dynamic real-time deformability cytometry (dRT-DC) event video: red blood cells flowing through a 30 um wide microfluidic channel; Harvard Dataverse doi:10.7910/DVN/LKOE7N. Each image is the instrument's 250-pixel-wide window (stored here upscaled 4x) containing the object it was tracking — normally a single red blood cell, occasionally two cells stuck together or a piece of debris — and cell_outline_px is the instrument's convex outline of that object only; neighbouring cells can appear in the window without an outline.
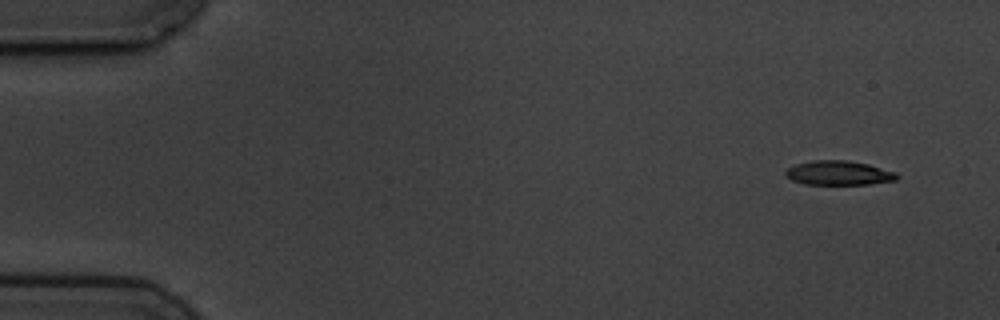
{"species": "common noctule bat (a hibernating species)", "species_latin": "Nyctalus noctula", "temperature_condition": "cold", "stored_images_in_passage": 4, "camera_frame_rate_fps": 3000, "um_per_image_px": 0.085, "animal": {"sex": "male", "body_mass_g": 19.5, "forearm_length_mm": 54.6}, "frame": {"image": 1, "passage_image": 1, "time_ms": 0.0, "image_size_px": [1000, 320], "cell_outline_px": [[900, 176], [896, 180], [868, 184], [804, 184], [792, 180], [784, 172], [788, 168], [796, 164], [812, 160], [848, 160], [868, 164], [896, 172]], "centroid_in_image_um": [71.31, 14.69], "position_along_channel_um": 13.7, "area_um2": 15.72}}
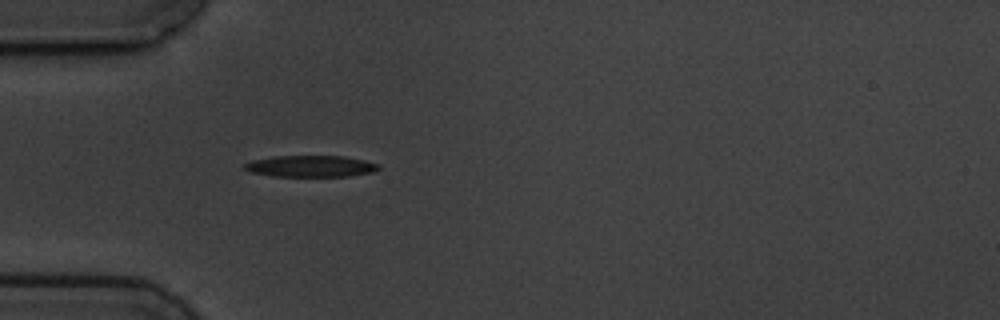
{"frame": {"image": 2, "passage_image": 4, "time_ms": 4.333, "image_size_px": [1000, 320], "cell_outline_px": [[380, 168], [372, 172], [348, 176], [272, 176], [252, 172], [244, 168], [244, 164], [252, 160], [272, 156], [344, 156], [364, 160], [380, 164]], "centroid_in_image_um": [26.42, 14.12], "position_along_channel_um": 58.6, "area_um2": 16.7}}